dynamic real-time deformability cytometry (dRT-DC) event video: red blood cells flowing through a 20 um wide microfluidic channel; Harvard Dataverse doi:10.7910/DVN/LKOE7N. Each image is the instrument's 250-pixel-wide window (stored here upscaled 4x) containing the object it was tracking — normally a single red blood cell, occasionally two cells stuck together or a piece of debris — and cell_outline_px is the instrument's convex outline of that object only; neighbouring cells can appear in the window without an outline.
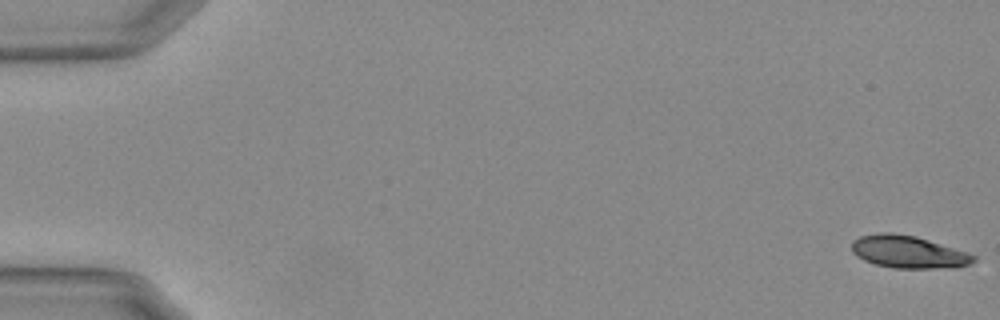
{"species": "Egyptian fruit bat (a non-hibernating species)", "species_latin": "Rousettus aegyptiacus", "temperature_condition": "warm", "stored_images_in_passage": 56, "camera_frame_rate_fps": 3000, "um_per_image_px": 0.085, "animal": {"sex": "female"}, "frame": {"image": 1, "passage_image": 1, "time_ms": 0.0, "image_size_px": [1000, 320], "cell_outline_px": [[976, 260], [972, 264], [956, 268], [892, 268], [876, 264], [864, 260], [856, 256], [852, 252], [852, 240], [860, 236], [880, 232], [892, 232], [916, 236], [968, 252], [976, 256]], "centroid_in_image_um": [77.23, 21.41], "position_along_channel_um": 7.8, "area_um2": 23.35}}
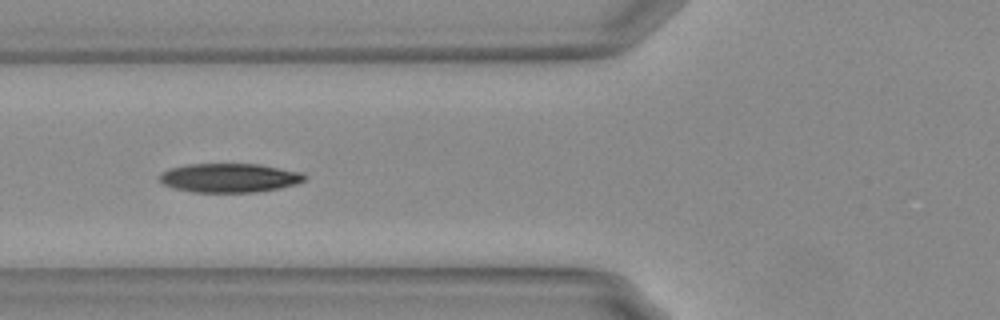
{"frame": {"image": 2, "passage_image": 22, "time_ms": 7.0, "image_size_px": [1000, 320], "cell_outline_px": [[308, 176], [304, 180], [296, 184], [280, 188], [256, 192], [192, 192], [172, 188], [164, 184], [160, 180], [160, 172], [168, 168], [188, 164], [260, 164], [300, 172]], "centroid_in_image_um": [19.48, 15.12], "position_along_channel_um": 106.3, "area_um2": 24.62}}
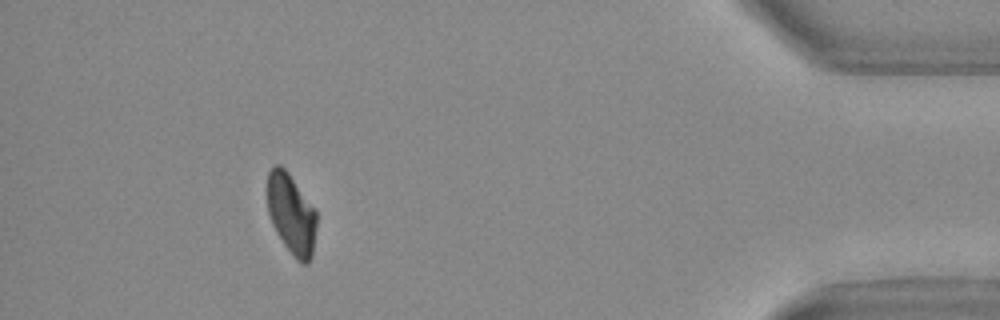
{"frame": {"image": 3, "passage_image": 51, "time_ms": 16.667, "image_size_px": [1000, 320], "cell_outline_px": [[316, 228], [312, 256], [308, 264], [300, 264], [296, 260], [284, 244], [276, 232], [272, 224], [268, 212], [268, 172], [276, 164], [280, 164], [288, 172], [316, 208]], "centroid_in_image_um": [24.78, 18.21], "position_along_channel_um": 410.4, "area_um2": 23.24}, "authors_computed_cell_mechanics": {"area_um2": 24.3916, "velocity_mm_per_s": 3.7046, "shape_relaxation_time_tau1_ms": 4.9623, "shape_relaxation_time_tau2_ms": 10.478, "deformation_change_tau1": 0.1597, "deformation_change_tau2": 0.1195}}